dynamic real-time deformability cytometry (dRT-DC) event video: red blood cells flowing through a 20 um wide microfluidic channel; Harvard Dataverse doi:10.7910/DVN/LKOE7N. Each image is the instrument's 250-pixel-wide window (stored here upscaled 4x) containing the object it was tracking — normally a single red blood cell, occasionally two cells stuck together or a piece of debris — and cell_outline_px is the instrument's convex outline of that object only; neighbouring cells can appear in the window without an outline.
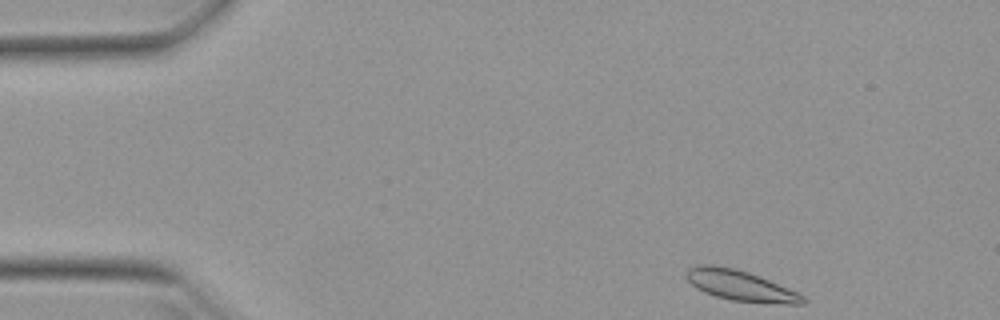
{"species": "Egyptian fruit bat (a non-hibernating species)", "species_latin": "Rousettus aegyptiacus", "temperature_condition": "warm", "stored_images_in_passage": 14, "camera_frame_rate_fps": 3000, "um_per_image_px": 0.085, "animal": {"sex": "female"}, "frame": {"image": 1, "passage_image": 1, "time_ms": 0.0, "image_size_px": [1000, 320], "cell_outline_px": [[808, 300], [804, 304], [784, 304], [732, 300], [716, 296], [704, 292], [696, 288], [684, 276], [684, 272], [688, 268], [696, 264], [712, 264], [736, 268], [748, 272], [788, 288], [804, 296]], "centroid_in_image_um": [62.89, 24.25], "position_along_channel_um": 22.1, "area_um2": 20.75}}
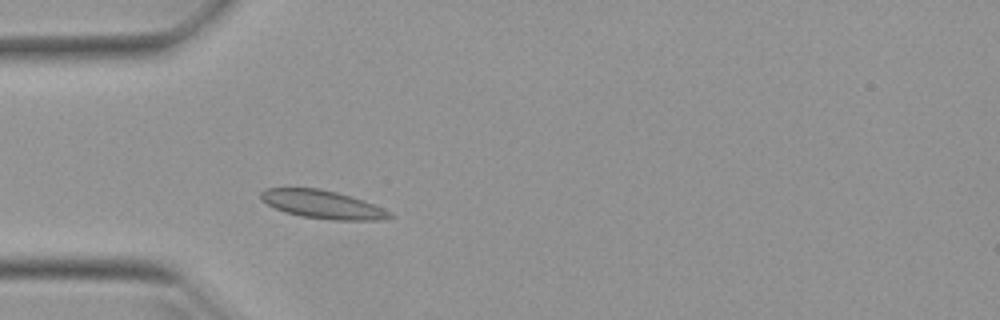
{"frame": {"image": 2, "passage_image": 10, "time_ms": 3.0, "image_size_px": [1000, 320], "cell_outline_px": [[396, 216], [384, 220], [332, 220], [300, 216], [284, 212], [260, 200], [260, 192], [264, 188], [320, 188], [336, 192], [364, 200]], "centroid_in_image_um": [27.38, 17.38], "position_along_channel_um": 57.6, "area_um2": 21.15}}
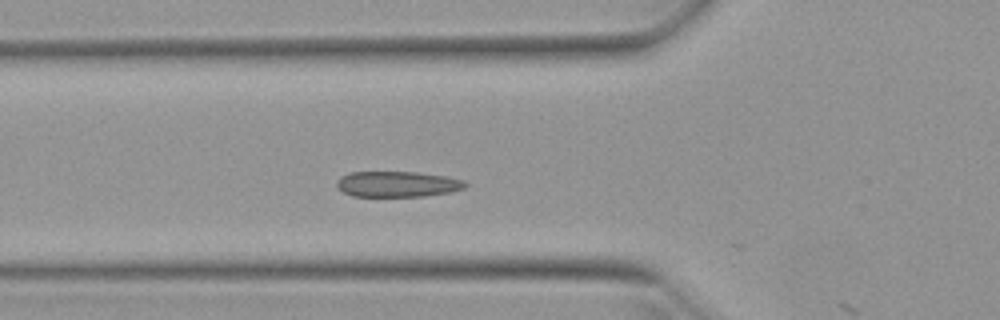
{"frame": {"image": 3, "passage_image": 13, "time_ms": 4.0, "image_size_px": [1000, 320], "cell_outline_px": [[468, 184], [464, 188], [448, 192], [424, 196], [352, 196], [336, 188], [336, 180], [340, 176], [348, 172], [416, 172], [448, 176], [464, 180]], "centroid_in_image_um": [33.75, 15.64], "position_along_channel_um": 92.1, "area_um2": 19.36}}